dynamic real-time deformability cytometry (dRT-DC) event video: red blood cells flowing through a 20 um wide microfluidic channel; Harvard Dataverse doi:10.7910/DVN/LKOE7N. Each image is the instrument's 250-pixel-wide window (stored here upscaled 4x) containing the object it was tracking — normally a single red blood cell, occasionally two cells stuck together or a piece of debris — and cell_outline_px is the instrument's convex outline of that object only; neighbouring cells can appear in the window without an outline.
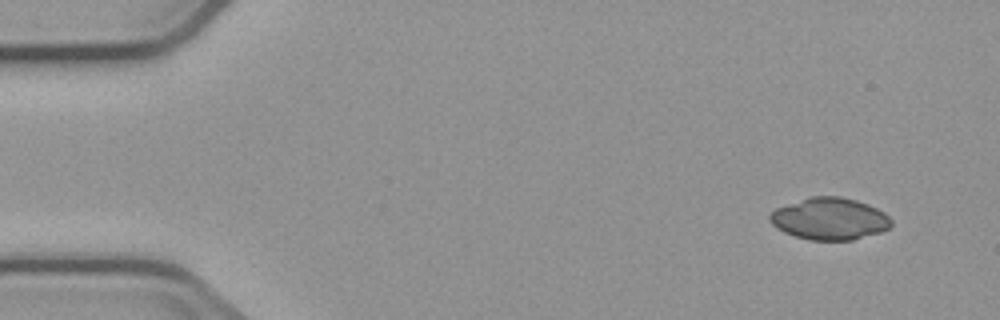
{"species": "common noctule bat (a hibernating species)", "species_latin": "Nyctalus noctula", "temperature_condition": "cold", "stored_images_in_passage": 4, "segment_of_instrument_passage": [2, 2], "camera_frame_rate_fps": 3000, "um_per_image_px": 0.085, "animal": {"sex": "male", "body_mass_g": 23.1, "forearm_length_mm": 52.7}, "frame": {"image": 1, "passage_image": 4, "time_ms": 4.667, "image_size_px": [1000, 320], "cell_outline_px": [[892, 224], [888, 228], [880, 232], [852, 240], [808, 240], [784, 232], [776, 228], [768, 220], [768, 216], [776, 208], [812, 196], [840, 196], [856, 200], [868, 204], [884, 212], [892, 220]], "centroid_in_image_um": [70.51, 18.6], "position_along_channel_um": 14.5, "area_um2": 29.65}}